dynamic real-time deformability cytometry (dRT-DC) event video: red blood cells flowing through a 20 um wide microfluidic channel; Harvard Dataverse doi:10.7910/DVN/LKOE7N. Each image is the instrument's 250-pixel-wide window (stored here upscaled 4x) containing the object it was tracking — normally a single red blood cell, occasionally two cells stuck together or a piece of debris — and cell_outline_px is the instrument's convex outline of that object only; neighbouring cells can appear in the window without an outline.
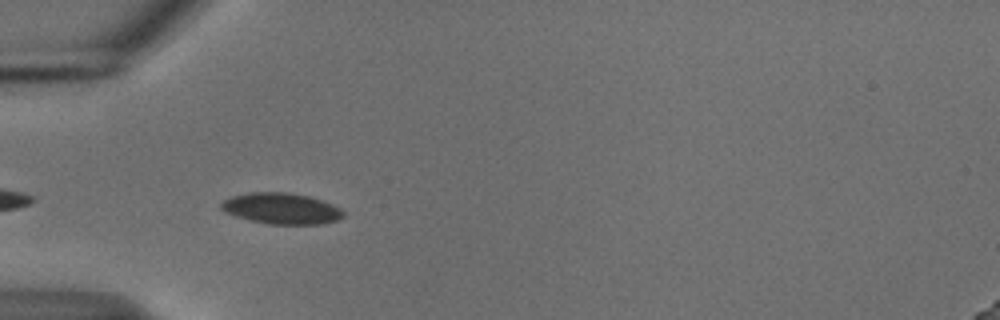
{"species": "common noctule bat (a hibernating species)", "species_latin": "Nyctalus noctula", "temperature_condition": "cold", "stored_images_in_passage": 9, "camera_frame_rate_fps": 3000, "um_per_image_px": 0.085, "animal": {"sex": "male", "body_mass_g": 18.8}, "frame": {"image": 1, "passage_image": 3, "time_ms": 0.667, "image_size_px": [1000, 320], "cell_outline_px": [[344, 216], [336, 220], [320, 224], [268, 224], [236, 216], [224, 212], [220, 208], [220, 204], [224, 200], [232, 196], [248, 192], [288, 192], [308, 196], [332, 204], [340, 208], [344, 212]], "centroid_in_image_um": [23.9, 17.71], "position_along_channel_um": 61.1, "area_um2": 22.02}}